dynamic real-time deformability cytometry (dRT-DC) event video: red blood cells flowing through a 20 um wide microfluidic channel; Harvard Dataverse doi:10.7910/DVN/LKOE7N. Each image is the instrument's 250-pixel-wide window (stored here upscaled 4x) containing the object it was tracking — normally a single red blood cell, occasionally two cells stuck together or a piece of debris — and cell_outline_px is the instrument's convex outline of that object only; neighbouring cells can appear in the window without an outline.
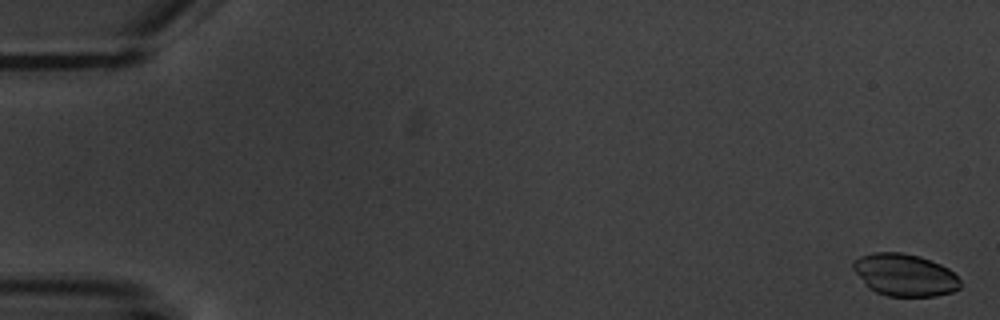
{"species": "common noctule bat (a hibernating species)", "species_latin": "Nyctalus noctula", "temperature_condition": "warm", "stored_images_in_passage": 5, "camera_frame_rate_fps": 3000, "um_per_image_px": 0.085, "animal": {"sex": "male", "body_mass_g": 20.1, "forearm_length_mm": 53.5}, "frame": {"image": 1, "passage_image": 1, "time_ms": 0.0, "image_size_px": [1000, 320], "cell_outline_px": [[960, 288], [952, 292], [936, 296], [888, 296], [876, 292], [868, 288], [852, 268], [852, 264], [860, 256], [872, 252], [904, 252], [920, 256], [940, 264], [948, 268], [960, 280]], "centroid_in_image_um": [76.89, 23.36], "position_along_channel_um": 8.1, "area_um2": 26.41}}
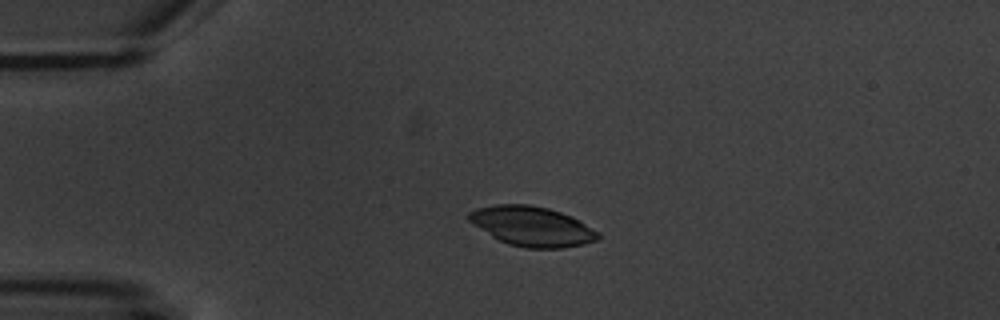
{"frame": {"image": 2, "passage_image": 4, "time_ms": 4.333, "image_size_px": [1000, 320], "cell_outline_px": [[600, 236], [596, 240], [584, 244], [560, 248], [524, 248], [508, 244], [492, 236], [472, 224], [468, 220], [468, 212], [476, 208], [496, 204], [528, 204], [548, 208], [572, 216], [580, 220], [600, 232]], "centroid_in_image_um": [45.22, 19.23], "position_along_channel_um": 39.8, "area_um2": 30.0}}